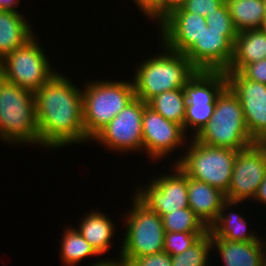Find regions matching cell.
<instances>
[{"label": "cell", "instance_id": "1", "mask_svg": "<svg viewBox=\"0 0 266 266\" xmlns=\"http://www.w3.org/2000/svg\"><path fill=\"white\" fill-rule=\"evenodd\" d=\"M61 74H55L35 95L40 144L57 148L83 143L85 135L82 90Z\"/></svg>", "mask_w": 266, "mask_h": 266}, {"label": "cell", "instance_id": "2", "mask_svg": "<svg viewBox=\"0 0 266 266\" xmlns=\"http://www.w3.org/2000/svg\"><path fill=\"white\" fill-rule=\"evenodd\" d=\"M193 138L200 144L237 151L255 144L247 129L240 99L229 86L217 97L211 119Z\"/></svg>", "mask_w": 266, "mask_h": 266}, {"label": "cell", "instance_id": "3", "mask_svg": "<svg viewBox=\"0 0 266 266\" xmlns=\"http://www.w3.org/2000/svg\"><path fill=\"white\" fill-rule=\"evenodd\" d=\"M164 50L165 54L142 61L134 73L135 97L146 103L165 91L183 88L198 71L184 54Z\"/></svg>", "mask_w": 266, "mask_h": 266}, {"label": "cell", "instance_id": "4", "mask_svg": "<svg viewBox=\"0 0 266 266\" xmlns=\"http://www.w3.org/2000/svg\"><path fill=\"white\" fill-rule=\"evenodd\" d=\"M0 136L15 143L40 144L34 92L0 80Z\"/></svg>", "mask_w": 266, "mask_h": 266}, {"label": "cell", "instance_id": "5", "mask_svg": "<svg viewBox=\"0 0 266 266\" xmlns=\"http://www.w3.org/2000/svg\"><path fill=\"white\" fill-rule=\"evenodd\" d=\"M83 90V124L89 140L135 98L133 82L127 81H93Z\"/></svg>", "mask_w": 266, "mask_h": 266}, {"label": "cell", "instance_id": "6", "mask_svg": "<svg viewBox=\"0 0 266 266\" xmlns=\"http://www.w3.org/2000/svg\"><path fill=\"white\" fill-rule=\"evenodd\" d=\"M185 156L176 164L189 177L226 194L231 183L237 150L212 147L198 143L194 138Z\"/></svg>", "mask_w": 266, "mask_h": 266}, {"label": "cell", "instance_id": "7", "mask_svg": "<svg viewBox=\"0 0 266 266\" xmlns=\"http://www.w3.org/2000/svg\"><path fill=\"white\" fill-rule=\"evenodd\" d=\"M126 217L127 231L122 245L120 259L126 265L135 258L163 252L165 229L162 217L148 209L136 197Z\"/></svg>", "mask_w": 266, "mask_h": 266}, {"label": "cell", "instance_id": "8", "mask_svg": "<svg viewBox=\"0 0 266 266\" xmlns=\"http://www.w3.org/2000/svg\"><path fill=\"white\" fill-rule=\"evenodd\" d=\"M50 65L33 36L1 59L2 78L35 93L56 74Z\"/></svg>", "mask_w": 266, "mask_h": 266}, {"label": "cell", "instance_id": "9", "mask_svg": "<svg viewBox=\"0 0 266 266\" xmlns=\"http://www.w3.org/2000/svg\"><path fill=\"white\" fill-rule=\"evenodd\" d=\"M228 86L224 71H197L183 87L186 99L184 131L194 129V137L211 119L216 99ZM189 126V128H188Z\"/></svg>", "mask_w": 266, "mask_h": 266}, {"label": "cell", "instance_id": "10", "mask_svg": "<svg viewBox=\"0 0 266 266\" xmlns=\"http://www.w3.org/2000/svg\"><path fill=\"white\" fill-rule=\"evenodd\" d=\"M146 105L135 97L92 139L115 151L143 150L142 116Z\"/></svg>", "mask_w": 266, "mask_h": 266}, {"label": "cell", "instance_id": "11", "mask_svg": "<svg viewBox=\"0 0 266 266\" xmlns=\"http://www.w3.org/2000/svg\"><path fill=\"white\" fill-rule=\"evenodd\" d=\"M174 175L154 179L146 189H137L135 197L160 217L178 209L189 207L187 175L175 163Z\"/></svg>", "mask_w": 266, "mask_h": 266}, {"label": "cell", "instance_id": "12", "mask_svg": "<svg viewBox=\"0 0 266 266\" xmlns=\"http://www.w3.org/2000/svg\"><path fill=\"white\" fill-rule=\"evenodd\" d=\"M238 31H216L207 27L184 54L198 71H226L232 61Z\"/></svg>", "mask_w": 266, "mask_h": 266}, {"label": "cell", "instance_id": "13", "mask_svg": "<svg viewBox=\"0 0 266 266\" xmlns=\"http://www.w3.org/2000/svg\"><path fill=\"white\" fill-rule=\"evenodd\" d=\"M266 176V150L256 144L236 153L227 200L241 202L255 197Z\"/></svg>", "mask_w": 266, "mask_h": 266}, {"label": "cell", "instance_id": "14", "mask_svg": "<svg viewBox=\"0 0 266 266\" xmlns=\"http://www.w3.org/2000/svg\"><path fill=\"white\" fill-rule=\"evenodd\" d=\"M228 86L238 96L250 136L256 141L266 130V85L226 72Z\"/></svg>", "mask_w": 266, "mask_h": 266}, {"label": "cell", "instance_id": "15", "mask_svg": "<svg viewBox=\"0 0 266 266\" xmlns=\"http://www.w3.org/2000/svg\"><path fill=\"white\" fill-rule=\"evenodd\" d=\"M184 129L181 125L165 119L148 105L142 116L143 149L151 158H164L183 143Z\"/></svg>", "mask_w": 266, "mask_h": 266}, {"label": "cell", "instance_id": "16", "mask_svg": "<svg viewBox=\"0 0 266 266\" xmlns=\"http://www.w3.org/2000/svg\"><path fill=\"white\" fill-rule=\"evenodd\" d=\"M162 45L171 51L185 54L207 28L204 16L173 10L161 22Z\"/></svg>", "mask_w": 266, "mask_h": 266}, {"label": "cell", "instance_id": "17", "mask_svg": "<svg viewBox=\"0 0 266 266\" xmlns=\"http://www.w3.org/2000/svg\"><path fill=\"white\" fill-rule=\"evenodd\" d=\"M189 208L209 229L218 218L222 203L226 200L220 190L187 176Z\"/></svg>", "mask_w": 266, "mask_h": 266}, {"label": "cell", "instance_id": "18", "mask_svg": "<svg viewBox=\"0 0 266 266\" xmlns=\"http://www.w3.org/2000/svg\"><path fill=\"white\" fill-rule=\"evenodd\" d=\"M266 59V30L254 29L239 32L232 61L225 72H239L245 65Z\"/></svg>", "mask_w": 266, "mask_h": 266}, {"label": "cell", "instance_id": "19", "mask_svg": "<svg viewBox=\"0 0 266 266\" xmlns=\"http://www.w3.org/2000/svg\"><path fill=\"white\" fill-rule=\"evenodd\" d=\"M17 11L0 10V59L33 37L30 24Z\"/></svg>", "mask_w": 266, "mask_h": 266}, {"label": "cell", "instance_id": "20", "mask_svg": "<svg viewBox=\"0 0 266 266\" xmlns=\"http://www.w3.org/2000/svg\"><path fill=\"white\" fill-rule=\"evenodd\" d=\"M238 201L225 200L222 203L221 211L219 212L218 218L210 226L209 234L216 235L218 238H223L227 241H237V242H249V241H261L262 239L256 237L250 232H246V222L241 215L237 213H229L228 216L224 215L227 206L235 205Z\"/></svg>", "mask_w": 266, "mask_h": 266}, {"label": "cell", "instance_id": "21", "mask_svg": "<svg viewBox=\"0 0 266 266\" xmlns=\"http://www.w3.org/2000/svg\"><path fill=\"white\" fill-rule=\"evenodd\" d=\"M114 225L102 212L87 214L76 229L95 249L98 254L107 252L114 234Z\"/></svg>", "mask_w": 266, "mask_h": 266}, {"label": "cell", "instance_id": "22", "mask_svg": "<svg viewBox=\"0 0 266 266\" xmlns=\"http://www.w3.org/2000/svg\"><path fill=\"white\" fill-rule=\"evenodd\" d=\"M236 30L263 29L265 23L264 0H225Z\"/></svg>", "mask_w": 266, "mask_h": 266}, {"label": "cell", "instance_id": "23", "mask_svg": "<svg viewBox=\"0 0 266 266\" xmlns=\"http://www.w3.org/2000/svg\"><path fill=\"white\" fill-rule=\"evenodd\" d=\"M147 105L165 119L181 125L184 129L186 99L183 88L165 91L151 98Z\"/></svg>", "mask_w": 266, "mask_h": 266}, {"label": "cell", "instance_id": "24", "mask_svg": "<svg viewBox=\"0 0 266 266\" xmlns=\"http://www.w3.org/2000/svg\"><path fill=\"white\" fill-rule=\"evenodd\" d=\"M61 244V259L67 266H74L87 256L99 255L89 242L76 230L68 228Z\"/></svg>", "mask_w": 266, "mask_h": 266}, {"label": "cell", "instance_id": "25", "mask_svg": "<svg viewBox=\"0 0 266 266\" xmlns=\"http://www.w3.org/2000/svg\"><path fill=\"white\" fill-rule=\"evenodd\" d=\"M162 221L165 232L207 233L209 230L189 207L163 215Z\"/></svg>", "mask_w": 266, "mask_h": 266}, {"label": "cell", "instance_id": "26", "mask_svg": "<svg viewBox=\"0 0 266 266\" xmlns=\"http://www.w3.org/2000/svg\"><path fill=\"white\" fill-rule=\"evenodd\" d=\"M211 245L209 231L181 254L171 257L172 266H208Z\"/></svg>", "mask_w": 266, "mask_h": 266}, {"label": "cell", "instance_id": "27", "mask_svg": "<svg viewBox=\"0 0 266 266\" xmlns=\"http://www.w3.org/2000/svg\"><path fill=\"white\" fill-rule=\"evenodd\" d=\"M206 233L166 232L163 252L171 257L181 254L194 245Z\"/></svg>", "mask_w": 266, "mask_h": 266}, {"label": "cell", "instance_id": "28", "mask_svg": "<svg viewBox=\"0 0 266 266\" xmlns=\"http://www.w3.org/2000/svg\"><path fill=\"white\" fill-rule=\"evenodd\" d=\"M207 22V27H210L212 30L216 31H237L232 17L229 13V8L226 2H224L220 7L215 11L208 14L205 17Z\"/></svg>", "mask_w": 266, "mask_h": 266}, {"label": "cell", "instance_id": "29", "mask_svg": "<svg viewBox=\"0 0 266 266\" xmlns=\"http://www.w3.org/2000/svg\"><path fill=\"white\" fill-rule=\"evenodd\" d=\"M225 0H185L181 8L190 13L206 17L220 7Z\"/></svg>", "mask_w": 266, "mask_h": 266}, {"label": "cell", "instance_id": "30", "mask_svg": "<svg viewBox=\"0 0 266 266\" xmlns=\"http://www.w3.org/2000/svg\"><path fill=\"white\" fill-rule=\"evenodd\" d=\"M239 73L248 80L266 85V59L245 65Z\"/></svg>", "mask_w": 266, "mask_h": 266}, {"label": "cell", "instance_id": "31", "mask_svg": "<svg viewBox=\"0 0 266 266\" xmlns=\"http://www.w3.org/2000/svg\"><path fill=\"white\" fill-rule=\"evenodd\" d=\"M126 266H172L171 256L166 252L132 259Z\"/></svg>", "mask_w": 266, "mask_h": 266}, {"label": "cell", "instance_id": "32", "mask_svg": "<svg viewBox=\"0 0 266 266\" xmlns=\"http://www.w3.org/2000/svg\"><path fill=\"white\" fill-rule=\"evenodd\" d=\"M141 12L150 18H157L159 21V0H134Z\"/></svg>", "mask_w": 266, "mask_h": 266}, {"label": "cell", "instance_id": "33", "mask_svg": "<svg viewBox=\"0 0 266 266\" xmlns=\"http://www.w3.org/2000/svg\"><path fill=\"white\" fill-rule=\"evenodd\" d=\"M185 0H159V24L173 10L180 8Z\"/></svg>", "mask_w": 266, "mask_h": 266}, {"label": "cell", "instance_id": "34", "mask_svg": "<svg viewBox=\"0 0 266 266\" xmlns=\"http://www.w3.org/2000/svg\"><path fill=\"white\" fill-rule=\"evenodd\" d=\"M258 199V200H257ZM254 200L260 201L266 204V176L263 182L260 184L257 193L254 197Z\"/></svg>", "mask_w": 266, "mask_h": 266}, {"label": "cell", "instance_id": "35", "mask_svg": "<svg viewBox=\"0 0 266 266\" xmlns=\"http://www.w3.org/2000/svg\"><path fill=\"white\" fill-rule=\"evenodd\" d=\"M18 2H19V0H0V10L17 11L15 9V6H17L16 3H18Z\"/></svg>", "mask_w": 266, "mask_h": 266}, {"label": "cell", "instance_id": "36", "mask_svg": "<svg viewBox=\"0 0 266 266\" xmlns=\"http://www.w3.org/2000/svg\"><path fill=\"white\" fill-rule=\"evenodd\" d=\"M92 266H126V264L121 260H119V262L118 261L116 262L114 260L109 261L107 258V260L106 259L103 261L100 260V262H97L96 264L94 263Z\"/></svg>", "mask_w": 266, "mask_h": 266}, {"label": "cell", "instance_id": "37", "mask_svg": "<svg viewBox=\"0 0 266 266\" xmlns=\"http://www.w3.org/2000/svg\"><path fill=\"white\" fill-rule=\"evenodd\" d=\"M255 144L266 150V130L264 133L255 141Z\"/></svg>", "mask_w": 266, "mask_h": 266}, {"label": "cell", "instance_id": "38", "mask_svg": "<svg viewBox=\"0 0 266 266\" xmlns=\"http://www.w3.org/2000/svg\"><path fill=\"white\" fill-rule=\"evenodd\" d=\"M265 248H266V246H265ZM265 250L263 249V266H266V251Z\"/></svg>", "mask_w": 266, "mask_h": 266}, {"label": "cell", "instance_id": "39", "mask_svg": "<svg viewBox=\"0 0 266 266\" xmlns=\"http://www.w3.org/2000/svg\"><path fill=\"white\" fill-rule=\"evenodd\" d=\"M264 2H265V23L263 29L266 30V0H264Z\"/></svg>", "mask_w": 266, "mask_h": 266}, {"label": "cell", "instance_id": "40", "mask_svg": "<svg viewBox=\"0 0 266 266\" xmlns=\"http://www.w3.org/2000/svg\"><path fill=\"white\" fill-rule=\"evenodd\" d=\"M2 79L1 59H0V80Z\"/></svg>", "mask_w": 266, "mask_h": 266}]
</instances>
